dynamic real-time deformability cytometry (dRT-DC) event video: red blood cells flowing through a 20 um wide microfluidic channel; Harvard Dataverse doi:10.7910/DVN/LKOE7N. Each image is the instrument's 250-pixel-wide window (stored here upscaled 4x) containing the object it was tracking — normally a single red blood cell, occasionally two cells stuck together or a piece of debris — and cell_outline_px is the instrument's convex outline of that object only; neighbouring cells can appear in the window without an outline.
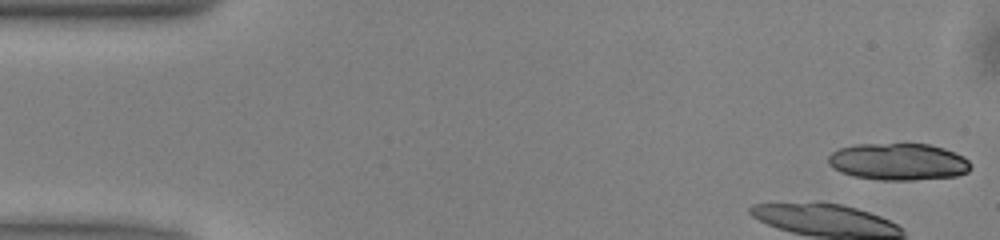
{"species": "common noctule bat (a hibernating species)", "species_latin": "Nyctalus noctula", "temperature_condition": "warm", "stored_images_in_passage": 8, "camera_frame_rate_fps": 3000, "um_per_image_px": 0.085, "animal": {"sex": "male", "body_mass_g": 13.0, "forearm_length_mm": 53.1}, "frame": {"image": 1, "passage_image": 1, "time_ms": 0.0, "image_size_px": [1000, 240], "cell_outline_px": [[972, 168], [968, 172], [956, 176], [912, 180], [880, 180], [852, 176], [840, 172], [832, 168], [828, 164], [828, 156], [832, 152], [840, 148], [856, 144], [928, 144], [944, 148], [964, 156], [972, 164]], "centroid_in_image_um": [76.36, 13.75], "position_along_channel_um": 8.6, "area_um2": 30.92}}